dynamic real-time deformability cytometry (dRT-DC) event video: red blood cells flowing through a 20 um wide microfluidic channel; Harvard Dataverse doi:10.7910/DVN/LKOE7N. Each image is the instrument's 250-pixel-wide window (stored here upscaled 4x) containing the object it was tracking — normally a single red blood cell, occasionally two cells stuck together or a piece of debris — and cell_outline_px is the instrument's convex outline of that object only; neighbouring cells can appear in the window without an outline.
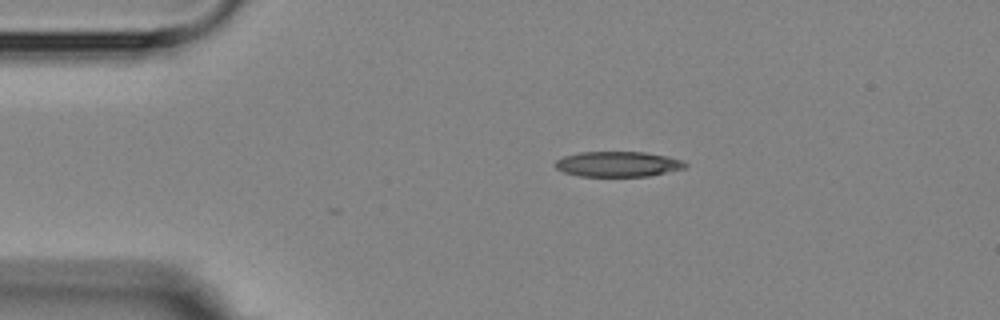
{"species": "Egyptian fruit bat (a non-hibernating species)", "species_latin": "Rousettus aegyptiacus", "temperature_condition": "room temperature", "stored_images_in_passage": 3, "camera_frame_rate_fps": 3000, "um_per_image_px": 0.085, "animal": {"sex": "female"}, "frame": {"image": 1, "passage_image": 3, "time_ms": 2.333, "image_size_px": [1000, 320], "cell_outline_px": [[688, 168], [648, 176], [580, 176], [564, 172], [556, 168], [552, 164], [556, 160], [564, 156], [580, 152], [644, 152], [668, 156], [684, 160], [688, 164]], "centroid_in_image_um": [52.56, 13.94], "position_along_channel_um": 32.4, "area_um2": 19.36}}